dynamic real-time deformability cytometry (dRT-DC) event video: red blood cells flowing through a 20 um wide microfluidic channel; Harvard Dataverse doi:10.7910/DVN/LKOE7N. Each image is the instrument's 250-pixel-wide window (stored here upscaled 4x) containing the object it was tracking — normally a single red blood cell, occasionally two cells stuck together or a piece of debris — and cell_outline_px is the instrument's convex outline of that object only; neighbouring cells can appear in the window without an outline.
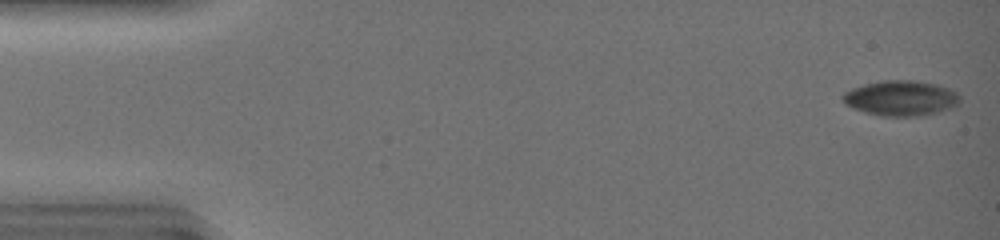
{"species": "common noctule bat (a hibernating species)", "species_latin": "Nyctalus noctula", "temperature_condition": "warm", "stored_images_in_passage": 46, "camera_frame_rate_fps": 3000, "um_per_image_px": 0.085, "animal": {"sex": "female", "body_mass_g": 19.0, "forearm_length_mm": 51.5}, "frame": {"image": 1, "passage_image": 1, "time_ms": 0.0, "image_size_px": [1000, 240], "cell_outline_px": [[960, 104], [936, 112], [920, 116], [880, 116], [864, 112], [852, 108], [844, 104], [840, 96], [844, 92], [852, 88], [864, 84], [880, 80], [912, 80], [936, 84], [948, 88], [956, 92], [960, 96]], "centroid_in_image_um": [76.53, 8.34], "position_along_channel_um": 8.5, "area_um2": 24.22}}
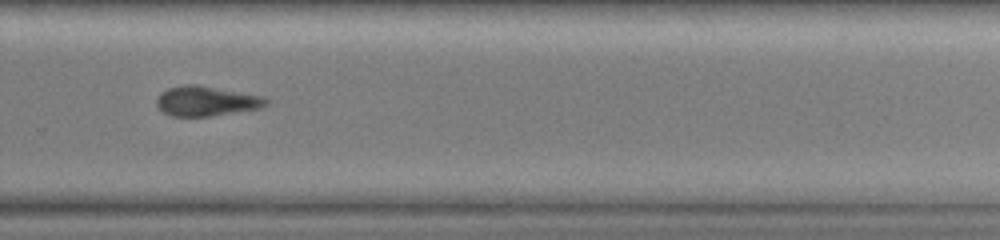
{"frame": {"image": 2, "passage_image": 33, "time_ms": 10.667, "image_size_px": [1000, 240], "cell_outline_px": [[268, 104], [260, 108], [236, 112], [208, 116], [172, 116], [164, 112], [156, 104], [156, 96], [160, 92], [168, 88], [184, 84], [196, 84], [264, 96], [268, 100]], "centroid_in_image_um": [17.52, 8.58], "position_along_channel_um": 312.3, "area_um2": 19.07}}
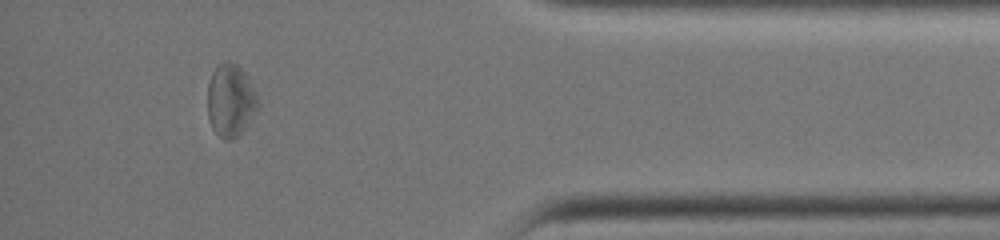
{"frame": {"image": 3, "passage_image": 42, "time_ms": 13.667, "image_size_px": [1000, 240], "cell_outline_px": [[260, 104], [248, 124], [240, 136], [232, 140], [224, 140], [212, 128], [208, 120], [208, 84], [212, 72], [224, 60], [228, 60], [236, 64], [244, 72], [256, 92], [260, 100]], "centroid_in_image_um": [19.61, 8.56], "position_along_channel_um": 415.6, "area_um2": 21.56}}